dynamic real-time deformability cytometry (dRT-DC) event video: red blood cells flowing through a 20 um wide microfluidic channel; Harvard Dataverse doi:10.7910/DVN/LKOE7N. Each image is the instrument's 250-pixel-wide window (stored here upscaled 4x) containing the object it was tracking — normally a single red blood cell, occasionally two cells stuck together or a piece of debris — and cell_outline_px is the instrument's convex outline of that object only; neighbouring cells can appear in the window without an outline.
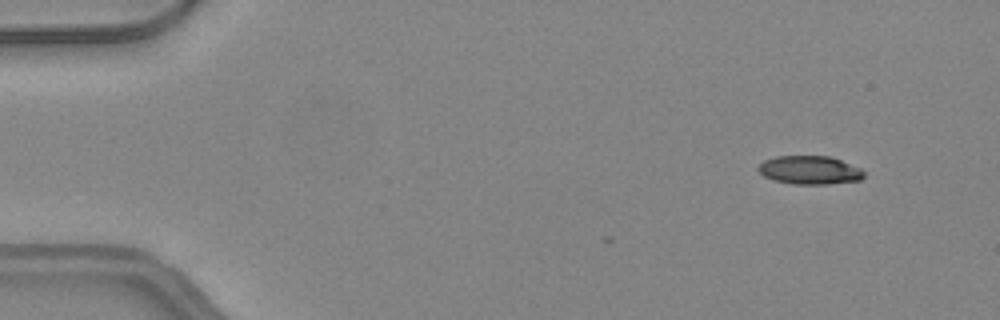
{"species": "common noctule bat (a hibernating species)", "species_latin": "Nyctalus noctula", "temperature_condition": "warm", "stored_images_in_passage": 9, "camera_frame_rate_fps": 3000, "um_per_image_px": 0.085, "animal": {"sex": "female", "body_mass_g": 24.6, "forearm_length_mm": 56.2}, "frame": {"image": 1, "passage_image": 1, "time_ms": 0.0, "image_size_px": [1000, 320], "cell_outline_px": [[864, 176], [860, 180], [828, 184], [792, 184], [772, 180], [764, 176], [756, 168], [764, 160], [776, 156], [828, 156], [840, 160], [860, 168], [864, 172]], "centroid_in_image_um": [68.79, 14.46], "position_along_channel_um": 16.2, "area_um2": 17.51}}